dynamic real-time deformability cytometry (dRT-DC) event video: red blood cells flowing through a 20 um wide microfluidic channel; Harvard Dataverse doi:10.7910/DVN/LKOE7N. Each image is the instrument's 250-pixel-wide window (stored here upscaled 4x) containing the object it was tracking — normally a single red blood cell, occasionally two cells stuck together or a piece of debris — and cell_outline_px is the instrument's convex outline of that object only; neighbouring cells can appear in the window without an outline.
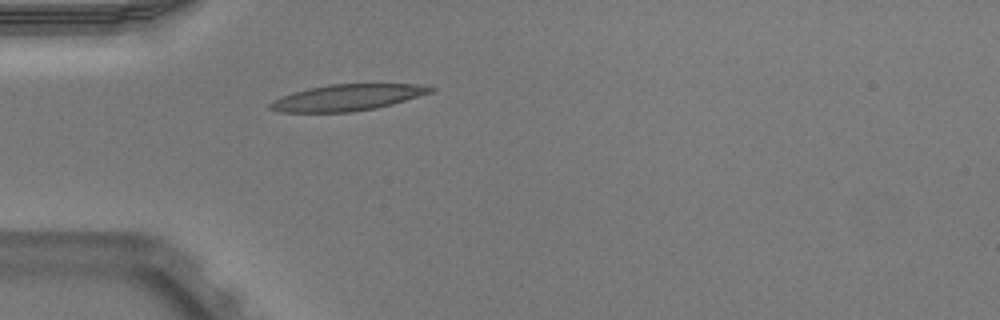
{"species": "Egyptian fruit bat (a non-hibernating species)", "species_latin": "Rousettus aegyptiacus", "temperature_condition": "warm", "stored_images_in_passage": 34, "camera_frame_rate_fps": 3000, "um_per_image_px": 0.085, "animal": {"sex": "male"}, "frame": {"image": 1, "passage_image": 1, "time_ms": 0.0, "image_size_px": [1000, 320], "cell_outline_px": [[436, 88], [432, 92], [392, 104], [376, 108], [352, 112], [280, 112], [268, 108], [268, 104], [272, 100], [280, 96], [292, 92], [308, 88], [328, 84], [428, 84]], "centroid_in_image_um": [29.51, 8.28], "position_along_channel_um": 55.5, "area_um2": 24.8}}
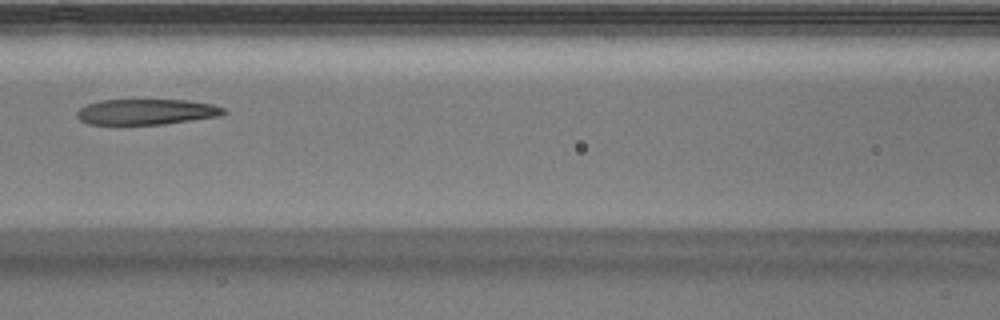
{"frame": {"image": 2, "passage_image": 9, "time_ms": 2.667, "image_size_px": [1000, 320], "cell_outline_px": [[228, 112], [220, 116], [164, 124], [88, 124], [80, 120], [76, 116], [76, 112], [80, 108], [88, 104], [100, 100], [188, 100], [212, 104], [224, 108]], "centroid_in_image_um": [12.46, 9.5], "position_along_channel_um": 154.1, "area_um2": 21.91}}
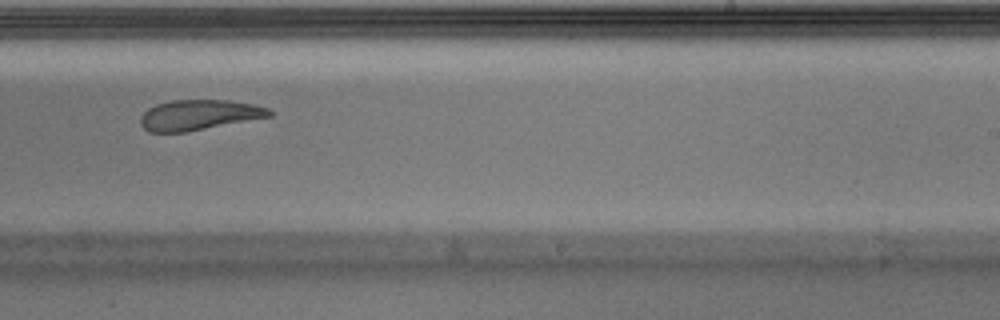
{"frame": {"image": 3, "passage_image": 18, "time_ms": 5.667, "image_size_px": [1000, 320], "cell_outline_px": [[272, 116], [184, 132], [148, 132], [140, 124], [140, 116], [148, 108], [156, 104], [172, 100], [228, 100], [256, 104], [268, 108], [272, 112]], "centroid_in_image_um": [16.9, 9.76], "position_along_channel_um": 272.1, "area_um2": 22.72}, "authors_computed_cell_mechanics": {"area_um2": 23.6402, "velocity_mm_per_s": 3.9456, "shape_relaxation_time_tau1_ms": null, "shape_relaxation_time_tau2_ms": 1.5015, "deformation_change_tau1": null, "deformation_change_tau2": 0.1051}}